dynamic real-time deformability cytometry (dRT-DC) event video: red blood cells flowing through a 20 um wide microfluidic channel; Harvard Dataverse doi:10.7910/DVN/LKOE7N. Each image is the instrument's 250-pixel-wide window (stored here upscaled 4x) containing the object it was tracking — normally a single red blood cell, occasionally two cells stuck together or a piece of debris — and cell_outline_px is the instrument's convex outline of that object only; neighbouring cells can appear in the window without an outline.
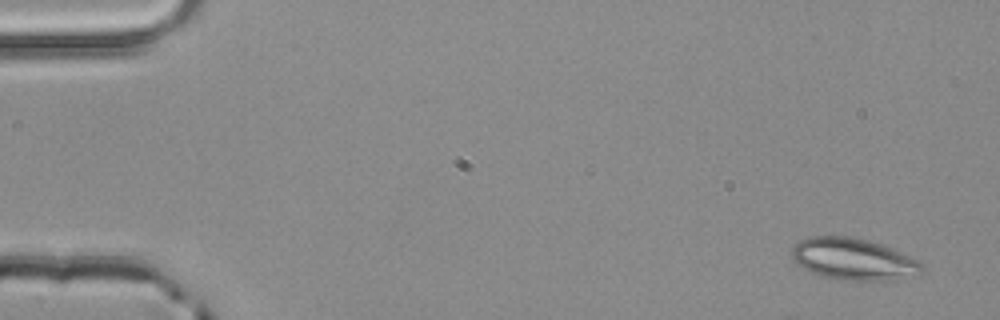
{"species": "common noctule bat (a hibernating species)", "species_latin": "Nyctalus noctula", "temperature_condition": "room temperature", "stored_images_in_passage": 5, "camera_frame_rate_fps": 3000, "um_per_image_px": 0.085, "animal": {"sex": "male", "body_mass_g": 20.4}, "frame": {"image": 1, "passage_image": 1, "time_ms": 0.0, "image_size_px": [1000, 320], "cell_outline_px": [[924, 268], [916, 276], [896, 280], [848, 280], [820, 276], [796, 264], [792, 260], [792, 248], [800, 240], [808, 236], [848, 236], [868, 240], [880, 244], [920, 260], [924, 264]], "centroid_in_image_um": [72.56, 22.03], "position_along_channel_um": 12.4, "area_um2": 31.79}}